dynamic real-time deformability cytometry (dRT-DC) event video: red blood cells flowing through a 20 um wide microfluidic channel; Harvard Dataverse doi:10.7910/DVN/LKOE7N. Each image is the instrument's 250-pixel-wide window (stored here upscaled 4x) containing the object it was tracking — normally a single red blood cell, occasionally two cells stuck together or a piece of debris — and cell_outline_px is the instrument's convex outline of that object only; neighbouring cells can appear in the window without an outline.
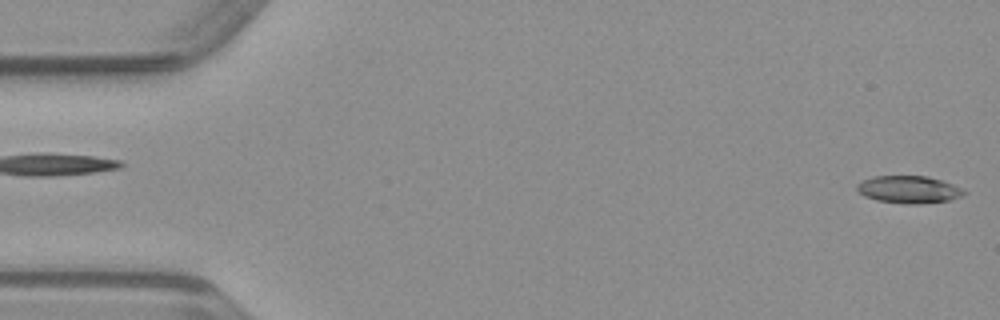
{"species": "common noctule bat (a hibernating species)", "species_latin": "Nyctalus noctula", "temperature_condition": "warm", "stored_images_in_passage": 49, "camera_frame_rate_fps": 3000, "um_per_image_px": 0.085, "animal": {"sex": "male", "body_mass_g": 23.1, "forearm_length_mm": 52.7}, "frame": {"image": 1, "passage_image": 1, "time_ms": 0.0, "image_size_px": [1000, 320], "cell_outline_px": [[968, 192], [960, 196], [948, 200], [920, 204], [904, 204], [876, 200], [864, 196], [856, 188], [856, 184], [872, 176], [928, 176], [964, 188]], "centroid_in_image_um": [77.25, 16.11], "position_along_channel_um": 7.8, "area_um2": 17.11}}
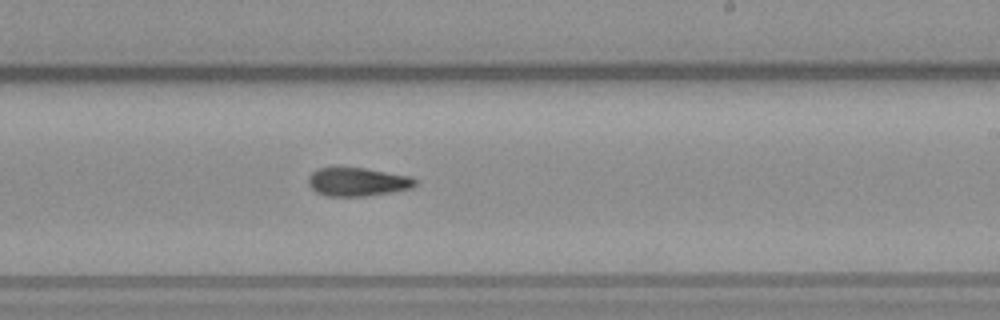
{"frame": {"image": 2, "passage_image": 29, "time_ms": 9.333, "image_size_px": [1000, 320], "cell_outline_px": [[416, 184], [412, 188], [392, 192], [364, 196], [328, 196], [316, 192], [308, 184], [308, 176], [312, 172], [320, 168], [364, 168], [412, 176], [416, 180]], "centroid_in_image_um": [30.4, 15.46], "position_along_channel_um": 258.6, "area_um2": 17.69}}
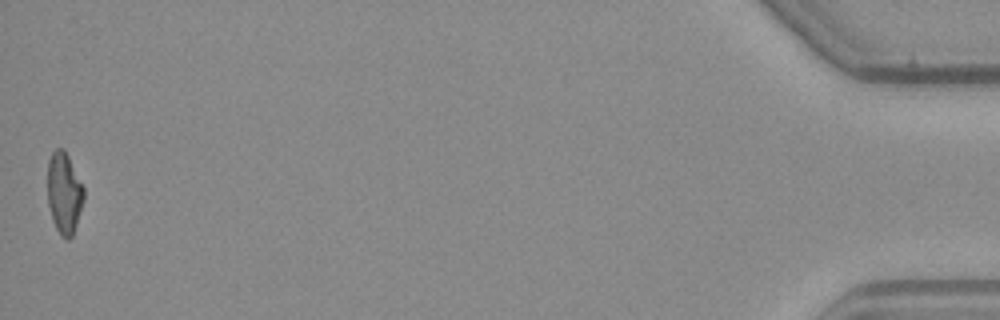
{"frame": {"image": 3, "passage_image": 49, "time_ms": 16.0, "image_size_px": [1000, 320], "cell_outline_px": [[84, 200], [72, 236], [68, 240], [60, 236], [52, 220], [48, 204], [48, 160], [52, 152], [56, 148], [64, 148], [84, 188]], "centroid_in_image_um": [5.44, 16.41], "position_along_channel_um": 429.8, "area_um2": 17.17}}